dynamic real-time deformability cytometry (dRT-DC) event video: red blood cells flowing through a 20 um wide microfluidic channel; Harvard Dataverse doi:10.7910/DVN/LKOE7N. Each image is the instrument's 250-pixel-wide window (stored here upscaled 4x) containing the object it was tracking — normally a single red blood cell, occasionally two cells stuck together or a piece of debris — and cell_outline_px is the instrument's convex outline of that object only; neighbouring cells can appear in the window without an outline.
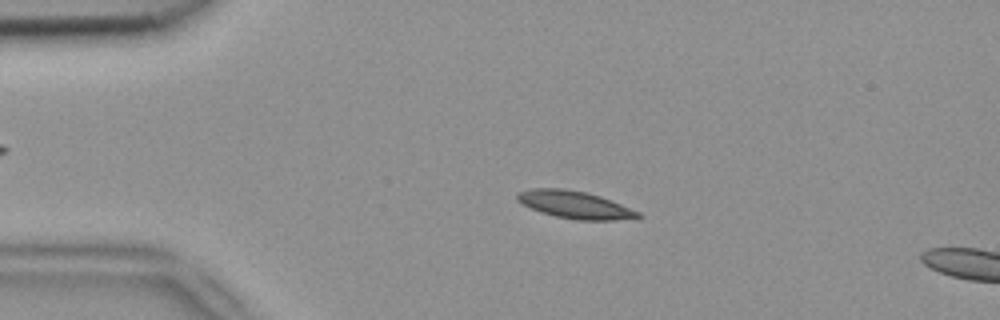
{"species": "common noctule bat (a hibernating species)", "species_latin": "Nyctalus noctula", "temperature_condition": "room temperature", "stored_images_in_passage": 4, "camera_frame_rate_fps": 3000, "um_per_image_px": 0.085, "animal": {"sex": "female", "body_mass_g": 18.4}, "frame": {"image": 1, "passage_image": 2, "time_ms": 0.333, "image_size_px": [1000, 320], "cell_outline_px": [[644, 216], [640, 220], [576, 220], [556, 216], [540, 212], [516, 200], [516, 192], [532, 188], [564, 188], [588, 192], [600, 196], [640, 212]], "centroid_in_image_um": [48.93, 17.41], "position_along_channel_um": 36.1, "area_um2": 19.65}}